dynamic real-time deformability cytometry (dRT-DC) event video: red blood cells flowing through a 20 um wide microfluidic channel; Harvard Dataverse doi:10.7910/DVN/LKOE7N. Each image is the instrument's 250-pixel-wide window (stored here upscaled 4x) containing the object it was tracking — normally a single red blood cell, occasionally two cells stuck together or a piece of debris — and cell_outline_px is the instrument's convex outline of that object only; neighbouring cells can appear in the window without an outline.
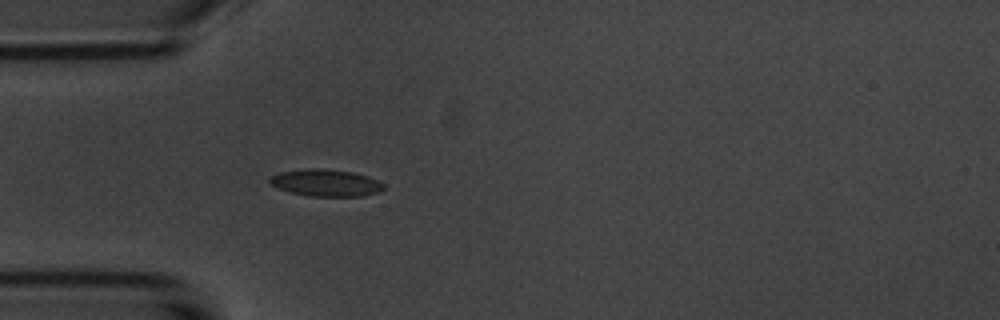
{"species": "common noctule bat (a hibernating species)", "species_latin": "Nyctalus noctula", "temperature_condition": "room temperature", "stored_images_in_passage": 3, "camera_frame_rate_fps": 3000, "um_per_image_px": 0.085, "animal": {"sex": "male", "body_mass_g": 20.1, "forearm_length_mm": 53.5}, "frame": {"image": 1, "passage_image": 3, "time_ms": 2.333, "image_size_px": [1000, 320], "cell_outline_px": [[384, 188], [380, 192], [364, 196], [308, 196], [292, 192], [280, 188], [272, 184], [268, 180], [272, 176], [280, 172], [312, 168], [316, 168], [352, 172], [368, 176], [384, 184]], "centroid_in_image_um": [27.74, 15.55], "position_along_channel_um": 57.3, "area_um2": 17.63}}